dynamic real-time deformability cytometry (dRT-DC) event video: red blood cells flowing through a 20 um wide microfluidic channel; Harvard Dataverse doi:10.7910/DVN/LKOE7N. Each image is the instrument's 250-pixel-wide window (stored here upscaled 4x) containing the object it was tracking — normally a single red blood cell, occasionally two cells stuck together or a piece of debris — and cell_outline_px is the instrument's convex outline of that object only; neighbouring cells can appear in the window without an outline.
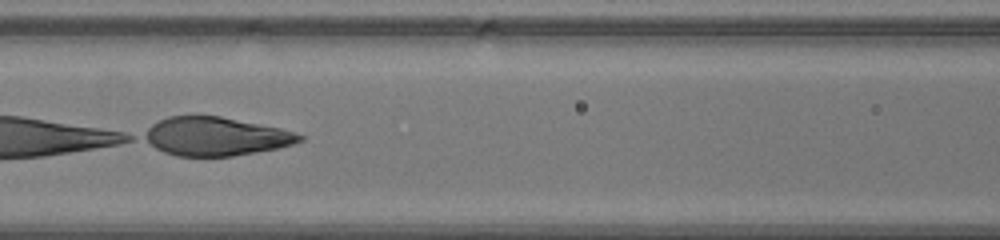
{"species": "human", "species_latin": "Homo sapiens", "temperature_condition": "warm", "stored_images_in_passage": 14, "camera_frame_rate_fps": 3000, "um_per_image_px": 0.085, "donor": {"sex": "male"}, "frame": {"image": 1, "passage_image": 12, "time_ms": 3.667, "image_size_px": [1000, 240], "cell_outline_px": [[304, 140], [292, 144], [276, 148], [232, 156], [176, 156], [164, 152], [156, 148], [144, 140], [140, 136], [152, 124], [168, 116], [220, 116], [280, 128], [296, 132], [304, 136]], "centroid_in_image_um": [18.3, 11.59], "position_along_channel_um": 148.3, "area_um2": 34.74}}